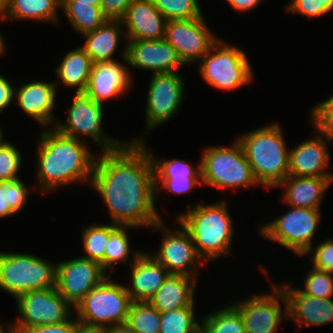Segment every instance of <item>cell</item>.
I'll use <instances>...</instances> for the list:
<instances>
[{
  "instance_id": "24",
  "label": "cell",
  "mask_w": 333,
  "mask_h": 333,
  "mask_svg": "<svg viewBox=\"0 0 333 333\" xmlns=\"http://www.w3.org/2000/svg\"><path fill=\"white\" fill-rule=\"evenodd\" d=\"M332 183L330 178L289 175L277 188L283 189L281 200L286 206L321 209V203Z\"/></svg>"
},
{
  "instance_id": "49",
  "label": "cell",
  "mask_w": 333,
  "mask_h": 333,
  "mask_svg": "<svg viewBox=\"0 0 333 333\" xmlns=\"http://www.w3.org/2000/svg\"><path fill=\"white\" fill-rule=\"evenodd\" d=\"M4 322V323H3ZM0 333H18L11 320L0 321Z\"/></svg>"
},
{
  "instance_id": "31",
  "label": "cell",
  "mask_w": 333,
  "mask_h": 333,
  "mask_svg": "<svg viewBox=\"0 0 333 333\" xmlns=\"http://www.w3.org/2000/svg\"><path fill=\"white\" fill-rule=\"evenodd\" d=\"M119 225L108 222L102 224L90 223L82 227L81 240L83 255L81 257L96 261L104 270V256L109 241V235Z\"/></svg>"
},
{
  "instance_id": "17",
  "label": "cell",
  "mask_w": 333,
  "mask_h": 333,
  "mask_svg": "<svg viewBox=\"0 0 333 333\" xmlns=\"http://www.w3.org/2000/svg\"><path fill=\"white\" fill-rule=\"evenodd\" d=\"M119 60L93 63L90 78L85 92L93 101L106 105V102L122 98L127 92L132 91L133 73L129 70L126 59V41L123 42ZM124 63V64H123Z\"/></svg>"
},
{
  "instance_id": "43",
  "label": "cell",
  "mask_w": 333,
  "mask_h": 333,
  "mask_svg": "<svg viewBox=\"0 0 333 333\" xmlns=\"http://www.w3.org/2000/svg\"><path fill=\"white\" fill-rule=\"evenodd\" d=\"M306 255L310 257L312 267L333 275V237L330 236L312 245L303 258Z\"/></svg>"
},
{
  "instance_id": "54",
  "label": "cell",
  "mask_w": 333,
  "mask_h": 333,
  "mask_svg": "<svg viewBox=\"0 0 333 333\" xmlns=\"http://www.w3.org/2000/svg\"><path fill=\"white\" fill-rule=\"evenodd\" d=\"M4 130L3 128L0 126V146L5 142L7 141L5 138H4Z\"/></svg>"
},
{
  "instance_id": "30",
  "label": "cell",
  "mask_w": 333,
  "mask_h": 333,
  "mask_svg": "<svg viewBox=\"0 0 333 333\" xmlns=\"http://www.w3.org/2000/svg\"><path fill=\"white\" fill-rule=\"evenodd\" d=\"M60 12L66 15V21L78 35L96 30L107 20L100 6L77 3V0H61Z\"/></svg>"
},
{
  "instance_id": "15",
  "label": "cell",
  "mask_w": 333,
  "mask_h": 333,
  "mask_svg": "<svg viewBox=\"0 0 333 333\" xmlns=\"http://www.w3.org/2000/svg\"><path fill=\"white\" fill-rule=\"evenodd\" d=\"M204 16L166 22L164 39L176 50L185 66L198 64L219 39Z\"/></svg>"
},
{
  "instance_id": "5",
  "label": "cell",
  "mask_w": 333,
  "mask_h": 333,
  "mask_svg": "<svg viewBox=\"0 0 333 333\" xmlns=\"http://www.w3.org/2000/svg\"><path fill=\"white\" fill-rule=\"evenodd\" d=\"M109 275L74 308V316L85 329L104 330L125 324L132 300L125 284Z\"/></svg>"
},
{
  "instance_id": "44",
  "label": "cell",
  "mask_w": 333,
  "mask_h": 333,
  "mask_svg": "<svg viewBox=\"0 0 333 333\" xmlns=\"http://www.w3.org/2000/svg\"><path fill=\"white\" fill-rule=\"evenodd\" d=\"M83 327L73 316L61 324L39 325L24 329L21 333H78Z\"/></svg>"
},
{
  "instance_id": "36",
  "label": "cell",
  "mask_w": 333,
  "mask_h": 333,
  "mask_svg": "<svg viewBox=\"0 0 333 333\" xmlns=\"http://www.w3.org/2000/svg\"><path fill=\"white\" fill-rule=\"evenodd\" d=\"M154 167V178H186V177H201V159L197 166L191 165L181 158L161 159L159 156L153 155L151 151Z\"/></svg>"
},
{
  "instance_id": "16",
  "label": "cell",
  "mask_w": 333,
  "mask_h": 333,
  "mask_svg": "<svg viewBox=\"0 0 333 333\" xmlns=\"http://www.w3.org/2000/svg\"><path fill=\"white\" fill-rule=\"evenodd\" d=\"M109 275L101 264L81 257L58 261L56 289L75 308L78 303Z\"/></svg>"
},
{
  "instance_id": "46",
  "label": "cell",
  "mask_w": 333,
  "mask_h": 333,
  "mask_svg": "<svg viewBox=\"0 0 333 333\" xmlns=\"http://www.w3.org/2000/svg\"><path fill=\"white\" fill-rule=\"evenodd\" d=\"M6 76L0 74V114L14 104L15 83H11Z\"/></svg>"
},
{
  "instance_id": "48",
  "label": "cell",
  "mask_w": 333,
  "mask_h": 333,
  "mask_svg": "<svg viewBox=\"0 0 333 333\" xmlns=\"http://www.w3.org/2000/svg\"><path fill=\"white\" fill-rule=\"evenodd\" d=\"M101 333H136L126 323L101 330Z\"/></svg>"
},
{
  "instance_id": "1",
  "label": "cell",
  "mask_w": 333,
  "mask_h": 333,
  "mask_svg": "<svg viewBox=\"0 0 333 333\" xmlns=\"http://www.w3.org/2000/svg\"><path fill=\"white\" fill-rule=\"evenodd\" d=\"M146 142L126 141L96 157L89 188L102 198L110 223L151 229L163 219L156 206L154 167Z\"/></svg>"
},
{
  "instance_id": "23",
  "label": "cell",
  "mask_w": 333,
  "mask_h": 333,
  "mask_svg": "<svg viewBox=\"0 0 333 333\" xmlns=\"http://www.w3.org/2000/svg\"><path fill=\"white\" fill-rule=\"evenodd\" d=\"M129 282L125 283L132 301H149L170 273L147 250L129 266Z\"/></svg>"
},
{
  "instance_id": "26",
  "label": "cell",
  "mask_w": 333,
  "mask_h": 333,
  "mask_svg": "<svg viewBox=\"0 0 333 333\" xmlns=\"http://www.w3.org/2000/svg\"><path fill=\"white\" fill-rule=\"evenodd\" d=\"M84 45L81 47L95 62L114 61L121 41H126L125 30L121 20H106L96 30L83 35ZM124 37V38H123ZM124 39V40H123Z\"/></svg>"
},
{
  "instance_id": "40",
  "label": "cell",
  "mask_w": 333,
  "mask_h": 333,
  "mask_svg": "<svg viewBox=\"0 0 333 333\" xmlns=\"http://www.w3.org/2000/svg\"><path fill=\"white\" fill-rule=\"evenodd\" d=\"M23 156L20 149L11 141H5L0 146V181L20 179V168L23 166Z\"/></svg>"
},
{
  "instance_id": "12",
  "label": "cell",
  "mask_w": 333,
  "mask_h": 333,
  "mask_svg": "<svg viewBox=\"0 0 333 333\" xmlns=\"http://www.w3.org/2000/svg\"><path fill=\"white\" fill-rule=\"evenodd\" d=\"M178 228H168L162 219L151 231L162 233L157 251L149 252L170 274L186 275L198 279L200 270L207 265L198 255L190 234L177 222Z\"/></svg>"
},
{
  "instance_id": "45",
  "label": "cell",
  "mask_w": 333,
  "mask_h": 333,
  "mask_svg": "<svg viewBox=\"0 0 333 333\" xmlns=\"http://www.w3.org/2000/svg\"><path fill=\"white\" fill-rule=\"evenodd\" d=\"M133 0H101L100 8L107 20H121Z\"/></svg>"
},
{
  "instance_id": "3",
  "label": "cell",
  "mask_w": 333,
  "mask_h": 333,
  "mask_svg": "<svg viewBox=\"0 0 333 333\" xmlns=\"http://www.w3.org/2000/svg\"><path fill=\"white\" fill-rule=\"evenodd\" d=\"M201 201L186 204V212H179L174 219L190 234L198 255L207 263L232 254L235 224L226 200L210 204Z\"/></svg>"
},
{
  "instance_id": "18",
  "label": "cell",
  "mask_w": 333,
  "mask_h": 333,
  "mask_svg": "<svg viewBox=\"0 0 333 333\" xmlns=\"http://www.w3.org/2000/svg\"><path fill=\"white\" fill-rule=\"evenodd\" d=\"M18 85H15L13 105H18L23 114L41 127H54L58 120L54 112L58 97L55 81L33 80Z\"/></svg>"
},
{
  "instance_id": "34",
  "label": "cell",
  "mask_w": 333,
  "mask_h": 333,
  "mask_svg": "<svg viewBox=\"0 0 333 333\" xmlns=\"http://www.w3.org/2000/svg\"><path fill=\"white\" fill-rule=\"evenodd\" d=\"M126 324L136 333H160L161 313L148 301H132Z\"/></svg>"
},
{
  "instance_id": "41",
  "label": "cell",
  "mask_w": 333,
  "mask_h": 333,
  "mask_svg": "<svg viewBox=\"0 0 333 333\" xmlns=\"http://www.w3.org/2000/svg\"><path fill=\"white\" fill-rule=\"evenodd\" d=\"M285 13H293L316 19L333 12V0H291L284 7Z\"/></svg>"
},
{
  "instance_id": "39",
  "label": "cell",
  "mask_w": 333,
  "mask_h": 333,
  "mask_svg": "<svg viewBox=\"0 0 333 333\" xmlns=\"http://www.w3.org/2000/svg\"><path fill=\"white\" fill-rule=\"evenodd\" d=\"M310 110V126L333 144V95Z\"/></svg>"
},
{
  "instance_id": "2",
  "label": "cell",
  "mask_w": 333,
  "mask_h": 333,
  "mask_svg": "<svg viewBox=\"0 0 333 333\" xmlns=\"http://www.w3.org/2000/svg\"><path fill=\"white\" fill-rule=\"evenodd\" d=\"M37 140L34 188L39 194H51L78 182L90 186L98 152L90 150L88 143L53 127L44 128Z\"/></svg>"
},
{
  "instance_id": "52",
  "label": "cell",
  "mask_w": 333,
  "mask_h": 333,
  "mask_svg": "<svg viewBox=\"0 0 333 333\" xmlns=\"http://www.w3.org/2000/svg\"><path fill=\"white\" fill-rule=\"evenodd\" d=\"M78 333H101V331L82 328Z\"/></svg>"
},
{
  "instance_id": "4",
  "label": "cell",
  "mask_w": 333,
  "mask_h": 333,
  "mask_svg": "<svg viewBox=\"0 0 333 333\" xmlns=\"http://www.w3.org/2000/svg\"><path fill=\"white\" fill-rule=\"evenodd\" d=\"M283 134L281 125L272 122L236 135L255 180L263 188L277 189L289 176V148Z\"/></svg>"
},
{
  "instance_id": "21",
  "label": "cell",
  "mask_w": 333,
  "mask_h": 333,
  "mask_svg": "<svg viewBox=\"0 0 333 333\" xmlns=\"http://www.w3.org/2000/svg\"><path fill=\"white\" fill-rule=\"evenodd\" d=\"M292 285V282H285L279 286L286 297L288 320L293 321L298 332L300 328L303 329L313 325L324 326L333 323L332 299L308 296L298 287Z\"/></svg>"
},
{
  "instance_id": "27",
  "label": "cell",
  "mask_w": 333,
  "mask_h": 333,
  "mask_svg": "<svg viewBox=\"0 0 333 333\" xmlns=\"http://www.w3.org/2000/svg\"><path fill=\"white\" fill-rule=\"evenodd\" d=\"M61 0H7L1 21H41L60 24Z\"/></svg>"
},
{
  "instance_id": "51",
  "label": "cell",
  "mask_w": 333,
  "mask_h": 333,
  "mask_svg": "<svg viewBox=\"0 0 333 333\" xmlns=\"http://www.w3.org/2000/svg\"><path fill=\"white\" fill-rule=\"evenodd\" d=\"M77 3H92V6H100L101 0H77Z\"/></svg>"
},
{
  "instance_id": "38",
  "label": "cell",
  "mask_w": 333,
  "mask_h": 333,
  "mask_svg": "<svg viewBox=\"0 0 333 333\" xmlns=\"http://www.w3.org/2000/svg\"><path fill=\"white\" fill-rule=\"evenodd\" d=\"M310 268V269H309ZM299 289L308 296L331 299L333 296V275L309 267Z\"/></svg>"
},
{
  "instance_id": "10",
  "label": "cell",
  "mask_w": 333,
  "mask_h": 333,
  "mask_svg": "<svg viewBox=\"0 0 333 333\" xmlns=\"http://www.w3.org/2000/svg\"><path fill=\"white\" fill-rule=\"evenodd\" d=\"M277 218L261 224L259 235L265 240L275 242L302 258L314 245L319 224H321V209L291 207ZM322 211V212H321ZM315 235V236H314Z\"/></svg>"
},
{
  "instance_id": "6",
  "label": "cell",
  "mask_w": 333,
  "mask_h": 333,
  "mask_svg": "<svg viewBox=\"0 0 333 333\" xmlns=\"http://www.w3.org/2000/svg\"><path fill=\"white\" fill-rule=\"evenodd\" d=\"M201 151L202 186L224 189H250L260 186L236 139L230 145L207 146ZM244 187V188H243Z\"/></svg>"
},
{
  "instance_id": "8",
  "label": "cell",
  "mask_w": 333,
  "mask_h": 333,
  "mask_svg": "<svg viewBox=\"0 0 333 333\" xmlns=\"http://www.w3.org/2000/svg\"><path fill=\"white\" fill-rule=\"evenodd\" d=\"M56 265L32 253L0 251V290L16 299L29 291L54 288Z\"/></svg>"
},
{
  "instance_id": "20",
  "label": "cell",
  "mask_w": 333,
  "mask_h": 333,
  "mask_svg": "<svg viewBox=\"0 0 333 333\" xmlns=\"http://www.w3.org/2000/svg\"><path fill=\"white\" fill-rule=\"evenodd\" d=\"M129 68L154 73L180 72L185 65L165 39L126 40Z\"/></svg>"
},
{
  "instance_id": "13",
  "label": "cell",
  "mask_w": 333,
  "mask_h": 333,
  "mask_svg": "<svg viewBox=\"0 0 333 333\" xmlns=\"http://www.w3.org/2000/svg\"><path fill=\"white\" fill-rule=\"evenodd\" d=\"M273 281H269L270 292L254 293L243 300L229 302L240 313L246 333H278L280 324L288 320L286 297Z\"/></svg>"
},
{
  "instance_id": "29",
  "label": "cell",
  "mask_w": 333,
  "mask_h": 333,
  "mask_svg": "<svg viewBox=\"0 0 333 333\" xmlns=\"http://www.w3.org/2000/svg\"><path fill=\"white\" fill-rule=\"evenodd\" d=\"M137 229L133 226H118L110 235L104 256V271L109 274L118 263L129 264V266L144 251L143 249H132L129 230Z\"/></svg>"
},
{
  "instance_id": "53",
  "label": "cell",
  "mask_w": 333,
  "mask_h": 333,
  "mask_svg": "<svg viewBox=\"0 0 333 333\" xmlns=\"http://www.w3.org/2000/svg\"><path fill=\"white\" fill-rule=\"evenodd\" d=\"M7 0H0V15L3 13L5 7H6ZM1 20V16H0Z\"/></svg>"
},
{
  "instance_id": "14",
  "label": "cell",
  "mask_w": 333,
  "mask_h": 333,
  "mask_svg": "<svg viewBox=\"0 0 333 333\" xmlns=\"http://www.w3.org/2000/svg\"><path fill=\"white\" fill-rule=\"evenodd\" d=\"M16 318L11 319L18 333L39 325L61 324L74 316V308L56 287L29 291L15 299Z\"/></svg>"
},
{
  "instance_id": "7",
  "label": "cell",
  "mask_w": 333,
  "mask_h": 333,
  "mask_svg": "<svg viewBox=\"0 0 333 333\" xmlns=\"http://www.w3.org/2000/svg\"><path fill=\"white\" fill-rule=\"evenodd\" d=\"M243 49L219 39L198 62L199 75L212 88L232 92L249 86L254 80V68Z\"/></svg>"
},
{
  "instance_id": "35",
  "label": "cell",
  "mask_w": 333,
  "mask_h": 333,
  "mask_svg": "<svg viewBox=\"0 0 333 333\" xmlns=\"http://www.w3.org/2000/svg\"><path fill=\"white\" fill-rule=\"evenodd\" d=\"M195 309L183 307L162 313L160 333H197L201 329V318L197 319Z\"/></svg>"
},
{
  "instance_id": "42",
  "label": "cell",
  "mask_w": 333,
  "mask_h": 333,
  "mask_svg": "<svg viewBox=\"0 0 333 333\" xmlns=\"http://www.w3.org/2000/svg\"><path fill=\"white\" fill-rule=\"evenodd\" d=\"M155 180V201L158 194L163 190L174 196L192 193L197 186L202 185V177H186V178H154Z\"/></svg>"
},
{
  "instance_id": "32",
  "label": "cell",
  "mask_w": 333,
  "mask_h": 333,
  "mask_svg": "<svg viewBox=\"0 0 333 333\" xmlns=\"http://www.w3.org/2000/svg\"><path fill=\"white\" fill-rule=\"evenodd\" d=\"M201 317L204 333H246L240 313L230 303Z\"/></svg>"
},
{
  "instance_id": "47",
  "label": "cell",
  "mask_w": 333,
  "mask_h": 333,
  "mask_svg": "<svg viewBox=\"0 0 333 333\" xmlns=\"http://www.w3.org/2000/svg\"><path fill=\"white\" fill-rule=\"evenodd\" d=\"M262 0H225V3L229 5L234 12L248 13L254 11L260 4Z\"/></svg>"
},
{
  "instance_id": "37",
  "label": "cell",
  "mask_w": 333,
  "mask_h": 333,
  "mask_svg": "<svg viewBox=\"0 0 333 333\" xmlns=\"http://www.w3.org/2000/svg\"><path fill=\"white\" fill-rule=\"evenodd\" d=\"M159 12L169 20L194 19L203 16L200 0H151Z\"/></svg>"
},
{
  "instance_id": "22",
  "label": "cell",
  "mask_w": 333,
  "mask_h": 333,
  "mask_svg": "<svg viewBox=\"0 0 333 333\" xmlns=\"http://www.w3.org/2000/svg\"><path fill=\"white\" fill-rule=\"evenodd\" d=\"M121 22L126 40H160L165 37L167 20L151 0H133Z\"/></svg>"
},
{
  "instance_id": "25",
  "label": "cell",
  "mask_w": 333,
  "mask_h": 333,
  "mask_svg": "<svg viewBox=\"0 0 333 333\" xmlns=\"http://www.w3.org/2000/svg\"><path fill=\"white\" fill-rule=\"evenodd\" d=\"M198 280L186 275L170 274L148 302L161 314L183 307H196Z\"/></svg>"
},
{
  "instance_id": "9",
  "label": "cell",
  "mask_w": 333,
  "mask_h": 333,
  "mask_svg": "<svg viewBox=\"0 0 333 333\" xmlns=\"http://www.w3.org/2000/svg\"><path fill=\"white\" fill-rule=\"evenodd\" d=\"M73 94L66 120H57L53 128L77 140L87 142V139H90L100 152L113 151L121 147L125 140L114 138L103 131L104 105L93 101L85 91Z\"/></svg>"
},
{
  "instance_id": "11",
  "label": "cell",
  "mask_w": 333,
  "mask_h": 333,
  "mask_svg": "<svg viewBox=\"0 0 333 333\" xmlns=\"http://www.w3.org/2000/svg\"><path fill=\"white\" fill-rule=\"evenodd\" d=\"M145 103V130L143 135L126 140L129 142H141L146 140L157 127L168 123L180 111L185 101V81L179 72L154 73L150 77L147 86ZM144 137V138H143Z\"/></svg>"
},
{
  "instance_id": "33",
  "label": "cell",
  "mask_w": 333,
  "mask_h": 333,
  "mask_svg": "<svg viewBox=\"0 0 333 333\" xmlns=\"http://www.w3.org/2000/svg\"><path fill=\"white\" fill-rule=\"evenodd\" d=\"M22 180L0 181V219L18 215L25 208L31 190Z\"/></svg>"
},
{
  "instance_id": "50",
  "label": "cell",
  "mask_w": 333,
  "mask_h": 333,
  "mask_svg": "<svg viewBox=\"0 0 333 333\" xmlns=\"http://www.w3.org/2000/svg\"><path fill=\"white\" fill-rule=\"evenodd\" d=\"M6 44H5V40H4V37L2 35V33L0 32V57L6 53V50H7V47H5Z\"/></svg>"
},
{
  "instance_id": "19",
  "label": "cell",
  "mask_w": 333,
  "mask_h": 333,
  "mask_svg": "<svg viewBox=\"0 0 333 333\" xmlns=\"http://www.w3.org/2000/svg\"><path fill=\"white\" fill-rule=\"evenodd\" d=\"M312 130L315 134L312 138L289 148V175L330 178L333 181V172H329L332 167L329 147L333 144L316 129Z\"/></svg>"
},
{
  "instance_id": "28",
  "label": "cell",
  "mask_w": 333,
  "mask_h": 333,
  "mask_svg": "<svg viewBox=\"0 0 333 333\" xmlns=\"http://www.w3.org/2000/svg\"><path fill=\"white\" fill-rule=\"evenodd\" d=\"M92 66V59L85 53L81 45L66 52L54 70L57 75L55 80L57 90L62 85L66 89H74L75 92L85 91Z\"/></svg>"
}]
</instances>
